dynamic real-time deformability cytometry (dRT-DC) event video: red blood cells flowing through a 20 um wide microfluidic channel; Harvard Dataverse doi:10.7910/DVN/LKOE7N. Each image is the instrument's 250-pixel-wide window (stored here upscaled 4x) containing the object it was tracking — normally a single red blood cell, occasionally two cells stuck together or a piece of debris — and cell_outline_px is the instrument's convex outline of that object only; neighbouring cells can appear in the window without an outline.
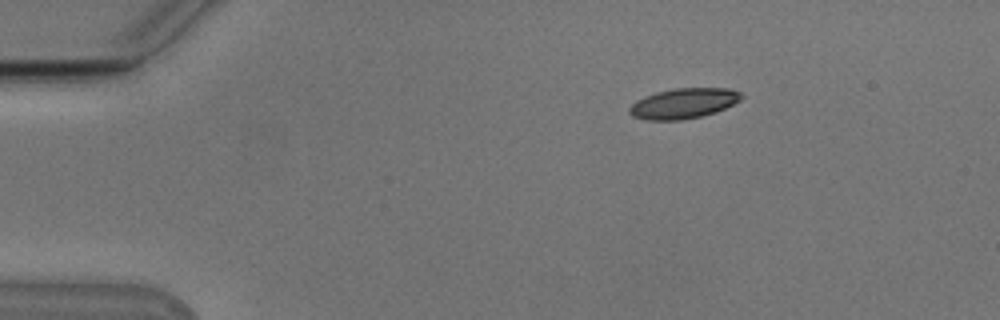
{"species": "Egyptian fruit bat (a non-hibernating species)", "species_latin": "Rousettus aegyptiacus", "temperature_condition": "cold", "stored_images_in_passage": 46, "camera_frame_rate_fps": 3000, "um_per_image_px": 0.085, "animal": {"sex": "male"}, "frame": {"image": 1, "passage_image": 1, "time_ms": 0.0, "image_size_px": [1000, 320], "cell_outline_px": [[744, 96], [740, 100], [724, 108], [700, 116], [680, 120], [644, 120], [632, 116], [628, 112], [628, 108], [636, 100], [644, 96], [656, 92], [676, 88], [728, 88], [740, 92]], "centroid_in_image_um": [58.05, 8.78], "position_along_channel_um": 27.0, "area_um2": 19.65}}
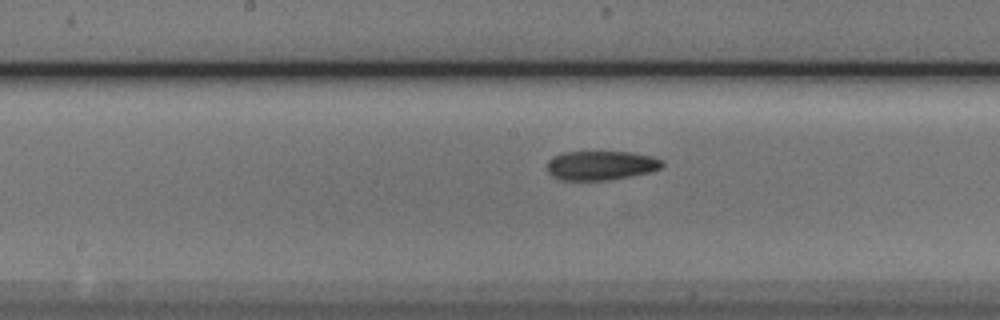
{"frame": {"image": 2, "passage_image": 20, "time_ms": 6.333, "image_size_px": [1000, 320], "cell_outline_px": [[664, 164], [660, 168], [652, 172], [632, 176], [608, 180], [560, 180], [552, 176], [548, 172], [548, 160], [552, 156], [564, 152], [628, 152], [652, 156], [664, 160]], "centroid_in_image_um": [51.09, 14.06], "position_along_channel_um": 197.1, "area_um2": 19.77}}
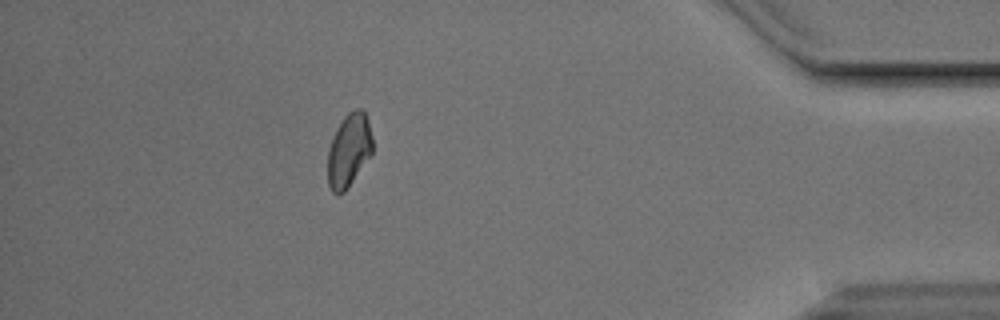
{"frame": {"image": 3, "passage_image": 40, "time_ms": 13.0, "image_size_px": [1000, 320], "cell_outline_px": [[372, 152], [344, 192], [332, 192], [328, 184], [328, 148], [344, 116], [348, 112], [356, 108], [364, 108], [368, 120], [372, 136]], "centroid_in_image_um": [29.66, 12.72], "position_along_channel_um": 405.5, "area_um2": 18.73}, "authors_computed_cell_mechanics": {"area_um2": 19.6809, "velocity_mm_per_s": 3.8156, "shape_relaxation_time_tau1_ms": null, "shape_relaxation_time_tau2_ms": 6.5142, "deformation_change_tau1": null, "deformation_change_tau2": 0.1246}}